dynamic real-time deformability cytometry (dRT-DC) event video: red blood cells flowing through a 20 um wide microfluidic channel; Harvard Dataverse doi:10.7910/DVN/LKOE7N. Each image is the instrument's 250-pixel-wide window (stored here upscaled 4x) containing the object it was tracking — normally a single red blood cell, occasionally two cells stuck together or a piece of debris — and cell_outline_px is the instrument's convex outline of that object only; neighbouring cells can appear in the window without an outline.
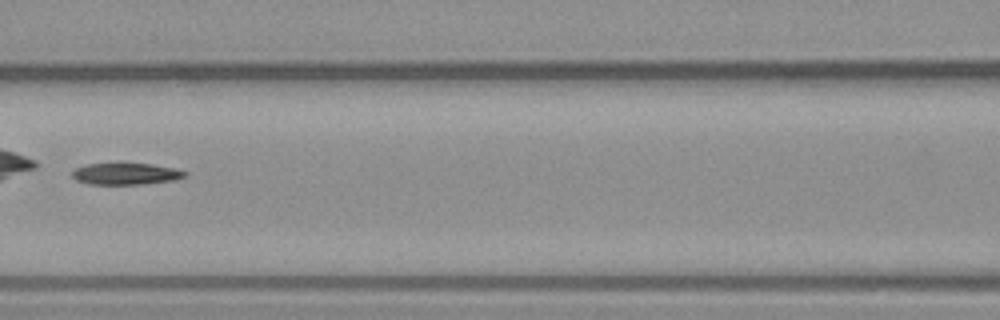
{"species": "common noctule bat (a hibernating species)", "species_latin": "Nyctalus noctula", "temperature_condition": "warm", "stored_images_in_passage": 6, "camera_frame_rate_fps": 3000, "um_per_image_px": 0.085, "animal": {"sex": "male", "body_mass_g": 23.1, "forearm_length_mm": 52.7}, "frame": {"image": 1, "passage_image": 6, "time_ms": 7.0, "image_size_px": [1000, 320], "cell_outline_px": [[188, 176], [176, 180], [140, 184], [88, 184], [76, 180], [72, 176], [72, 172], [76, 168], [88, 164], [116, 160], [152, 164], [176, 168], [188, 172]], "centroid_in_image_um": [10.72, 14.72], "position_along_channel_um": 155.9, "area_um2": 15.09}}